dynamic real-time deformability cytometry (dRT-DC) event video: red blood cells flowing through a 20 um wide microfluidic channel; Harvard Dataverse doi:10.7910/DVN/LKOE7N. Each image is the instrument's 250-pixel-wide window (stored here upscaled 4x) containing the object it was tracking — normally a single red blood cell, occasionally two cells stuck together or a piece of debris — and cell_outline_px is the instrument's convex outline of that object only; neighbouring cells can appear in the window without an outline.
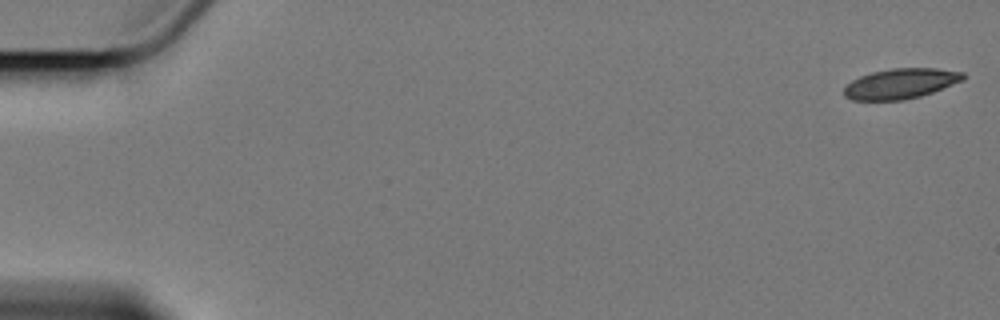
{"species": "Egyptian fruit bat (a non-hibernating species)", "species_latin": "Rousettus aegyptiacus", "temperature_condition": "cold", "stored_images_in_passage": 5, "camera_frame_rate_fps": 3000, "um_per_image_px": 0.085, "animal": {"sex": "female"}, "frame": {"image": 1, "passage_image": 1, "time_ms": 0.0, "image_size_px": [1000, 320], "cell_outline_px": [[964, 80], [932, 92], [920, 96], [904, 100], [852, 100], [844, 96], [844, 88], [852, 80], [860, 76], [872, 72], [892, 68], [936, 68], [964, 72]], "centroid_in_image_um": [76.55, 7.1], "position_along_channel_um": 8.4, "area_um2": 20.92}}